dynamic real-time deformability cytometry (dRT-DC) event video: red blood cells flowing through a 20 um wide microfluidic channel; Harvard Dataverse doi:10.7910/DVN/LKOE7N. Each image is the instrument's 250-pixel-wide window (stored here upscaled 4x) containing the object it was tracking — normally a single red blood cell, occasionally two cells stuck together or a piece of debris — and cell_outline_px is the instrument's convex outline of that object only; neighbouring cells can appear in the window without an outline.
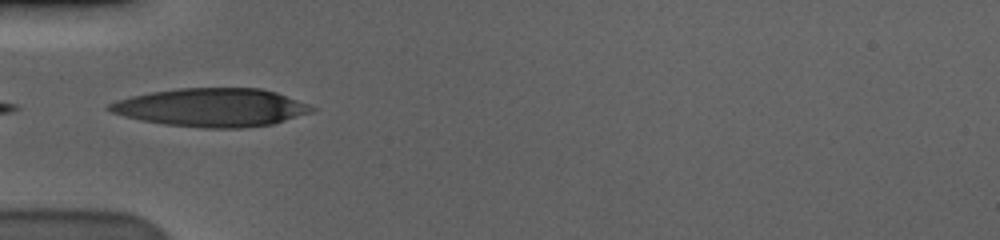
{"species": "human", "species_latin": "Homo sapiens", "temperature_condition": "cold", "stored_images_in_passage": 32, "camera_frame_rate_fps": 3000, "um_per_image_px": 0.085, "donor": {"sex": "male"}, "frame": {"image": 1, "passage_image": 1, "time_ms": 0.0, "image_size_px": [1000, 240], "cell_outline_px": [[316, 108], [312, 112], [272, 124], [240, 128], [204, 128], [164, 124], [140, 120], [124, 116], [112, 112], [104, 108], [108, 104], [116, 100], [132, 96], [152, 92], [180, 88], [260, 88], [276, 92], [308, 104]], "centroid_in_image_um": [17.96, 9.13], "position_along_channel_um": 67.0, "area_um2": 45.03}}
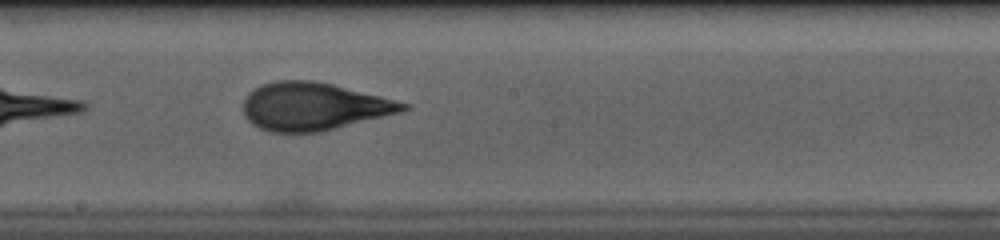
{"frame": {"image": 2, "passage_image": 14, "time_ms": 4.333, "image_size_px": [1000, 240], "cell_outline_px": [[412, 108], [400, 112], [320, 132], [272, 132], [260, 128], [252, 124], [244, 116], [244, 96], [248, 92], [260, 84], [276, 80], [312, 80], [332, 84], [412, 104]], "centroid_in_image_um": [26.64, 9.04], "position_along_channel_um": 221.6, "area_um2": 44.51}}
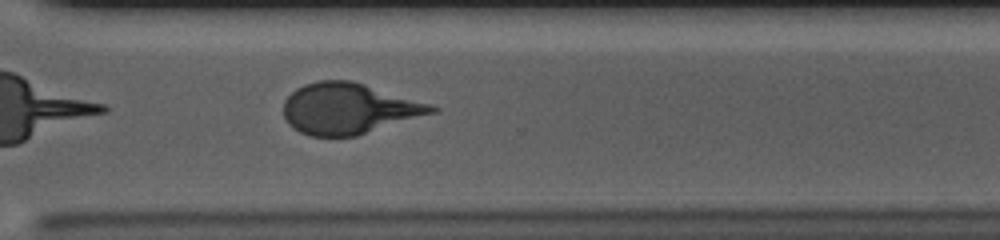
{"frame": {"image": 3, "passage_image": 24, "time_ms": 7.667, "image_size_px": [1000, 240], "cell_outline_px": [[440, 108], [436, 112], [356, 136], [308, 136], [292, 128], [288, 124], [284, 116], [284, 100], [296, 88], [304, 84], [320, 80], [352, 80], [432, 104]], "centroid_in_image_um": [29.63, 9.23], "position_along_channel_um": 341.0, "area_um2": 43.99}, "authors_computed_cell_mechanics": {"area_um2": 43.7546, "velocity_mm_per_s": 3.5888, "shape_relaxation_time_tau1_ms": 5.1123, "shape_relaxation_time_tau2_ms": 1.4252, "deformation_change_tau1": 0.2148, "deformation_change_tau2": 0.0935}}